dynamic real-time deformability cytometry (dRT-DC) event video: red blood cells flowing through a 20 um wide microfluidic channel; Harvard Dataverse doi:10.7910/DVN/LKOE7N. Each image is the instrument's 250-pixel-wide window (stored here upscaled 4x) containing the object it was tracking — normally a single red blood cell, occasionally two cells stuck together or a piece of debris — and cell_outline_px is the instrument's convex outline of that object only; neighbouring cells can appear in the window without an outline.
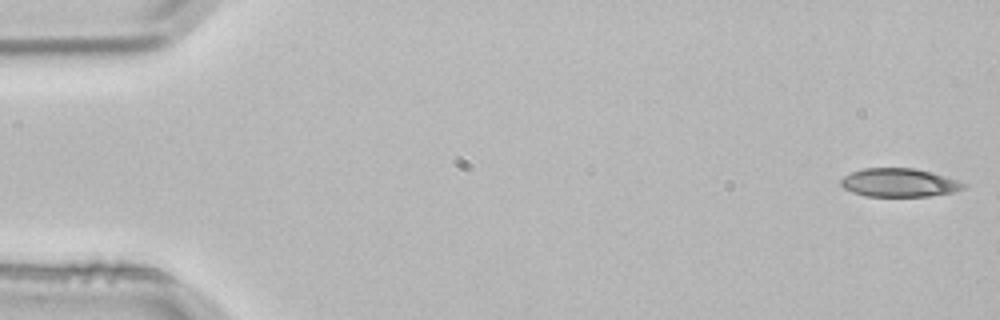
{"species": "common noctule bat (a hibernating species)", "species_latin": "Nyctalus noctula", "temperature_condition": "room temperature", "stored_images_in_passage": 53, "camera_frame_rate_fps": 3000, "um_per_image_px": 0.085, "animal": {"sex": "male", "body_mass_g": 21.5, "forearm_length_mm": 52.0}, "frame": {"image": 1, "passage_image": 1, "time_ms": 0.0, "image_size_px": [1000, 320], "cell_outline_px": [[968, 188], [956, 192], [928, 196], [864, 196], [852, 192], [844, 188], [840, 184], [840, 180], [844, 176], [852, 172], [864, 168], [912, 168], [932, 172], [968, 184]], "centroid_in_image_um": [76.46, 15.53], "position_along_channel_um": 8.5, "area_um2": 20.46}}
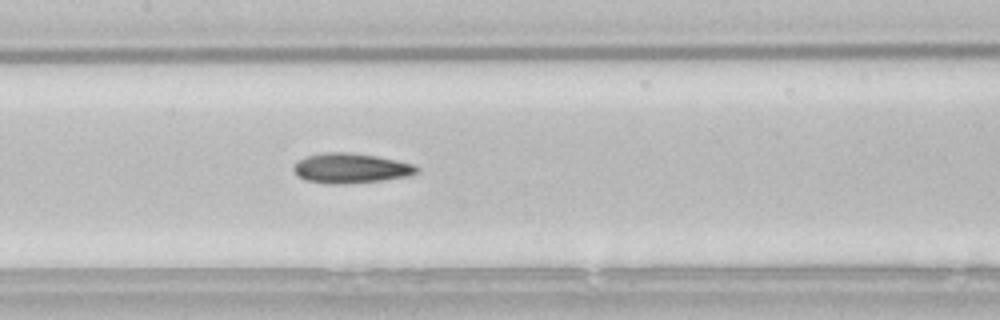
{"frame": {"image": 2, "passage_image": 25, "time_ms": 8.0, "image_size_px": [1000, 320], "cell_outline_px": [[420, 168], [416, 172], [404, 176], [380, 180], [344, 184], [328, 184], [308, 180], [296, 176], [292, 168], [300, 160], [308, 156], [324, 152], [348, 152], [376, 156], [396, 160], [412, 164]], "centroid_in_image_um": [29.77, 14.29], "position_along_channel_um": 177.6, "area_um2": 21.1}}
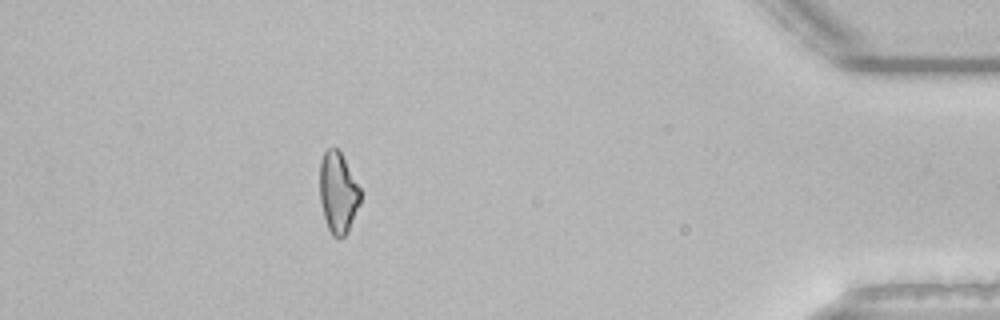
{"frame": {"image": 3, "passage_image": 47, "time_ms": 15.333, "image_size_px": [1000, 320], "cell_outline_px": [[360, 204], [348, 232], [340, 240], [336, 240], [332, 236], [328, 228], [324, 216], [320, 200], [320, 160], [324, 152], [328, 148], [336, 148], [340, 152], [360, 188]], "centroid_in_image_um": [28.73, 16.43], "position_along_channel_um": 406.5, "area_um2": 19.19}, "authors_computed_cell_mechanics": {"area_um2": 20.4612, "velocity_mm_per_s": 3.8488, "shape_relaxation_time_tau1_ms": 9.9124, "shape_relaxation_time_tau2_ms": 5.8667, "deformation_change_tau1": 0.2225, "deformation_change_tau2": 0.1541}}